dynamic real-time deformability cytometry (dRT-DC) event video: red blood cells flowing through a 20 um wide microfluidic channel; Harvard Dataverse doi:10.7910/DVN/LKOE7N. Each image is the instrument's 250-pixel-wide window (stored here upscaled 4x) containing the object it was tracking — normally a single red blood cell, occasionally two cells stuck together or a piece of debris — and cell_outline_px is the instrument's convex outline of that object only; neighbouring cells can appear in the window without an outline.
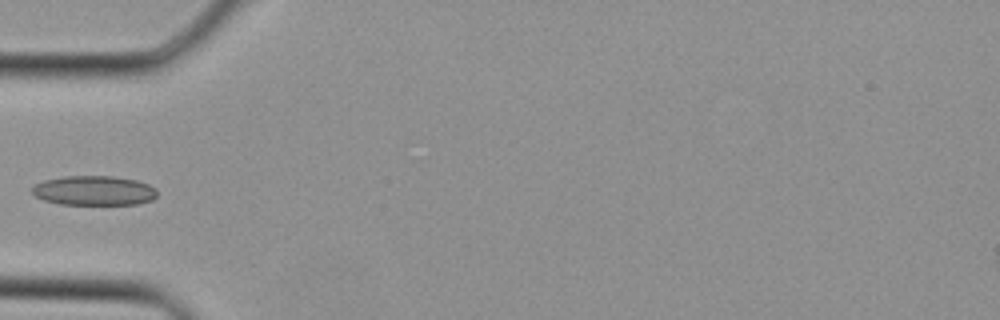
{"species": "Egyptian fruit bat (a non-hibernating species)", "species_latin": "Rousettus aegyptiacus", "temperature_condition": "cold", "stored_images_in_passage": 9, "camera_frame_rate_fps": 3000, "um_per_image_px": 0.085, "animal": {"sex": "female"}, "frame": {"image": 1, "passage_image": 1, "time_ms": 0.0, "image_size_px": [1000, 320], "cell_outline_px": [[156, 196], [152, 200], [136, 204], [60, 204], [44, 200], [36, 196], [32, 192], [32, 188], [36, 184], [44, 180], [64, 176], [112, 176], [136, 180], [148, 184], [156, 188]], "centroid_in_image_um": [8.0, 16.19], "position_along_channel_um": 77.0, "area_um2": 21.44}}
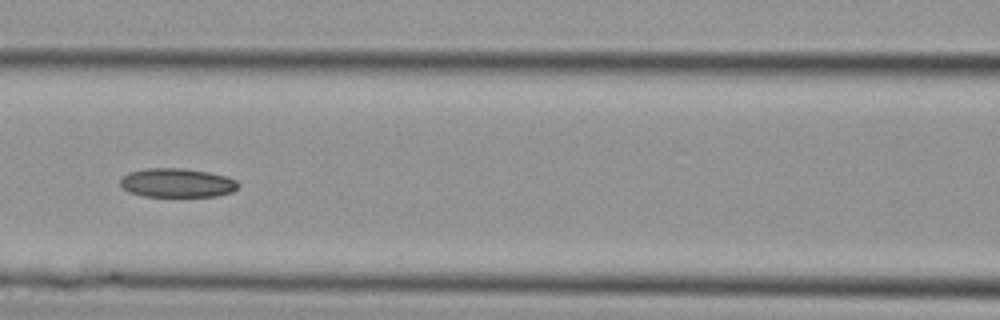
{"frame": {"image": 2, "passage_image": 5, "time_ms": 1.333, "image_size_px": [1000, 320], "cell_outline_px": [[240, 184], [232, 192], [216, 196], [144, 196], [128, 192], [120, 184], [120, 180], [128, 172], [148, 168], [184, 168], [208, 172], [228, 176], [236, 180]], "centroid_in_image_um": [15.06, 15.53], "position_along_channel_um": 151.5, "area_um2": 19.94}}
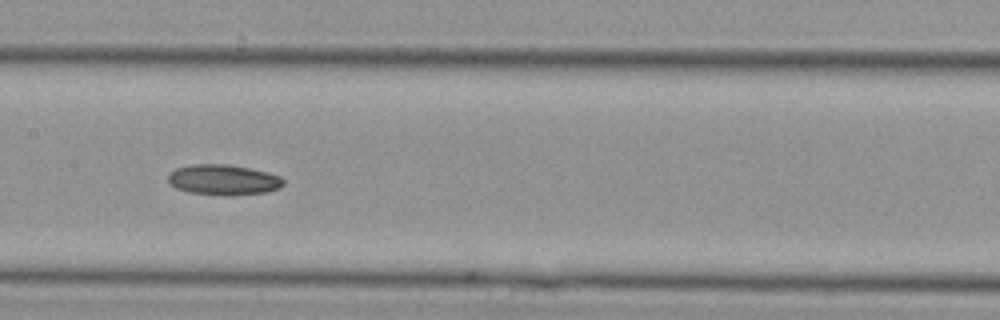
{"frame": {"image": 3, "passage_image": 7, "time_ms": 2.0, "image_size_px": [1000, 320], "cell_outline_px": [[284, 184], [280, 188], [264, 192], [188, 192], [176, 188], [168, 184], [168, 176], [176, 168], [192, 164], [228, 164], [268, 172], [280, 176], [284, 180]], "centroid_in_image_um": [18.96, 15.22], "position_along_channel_um": 188.4, "area_um2": 19.42}}